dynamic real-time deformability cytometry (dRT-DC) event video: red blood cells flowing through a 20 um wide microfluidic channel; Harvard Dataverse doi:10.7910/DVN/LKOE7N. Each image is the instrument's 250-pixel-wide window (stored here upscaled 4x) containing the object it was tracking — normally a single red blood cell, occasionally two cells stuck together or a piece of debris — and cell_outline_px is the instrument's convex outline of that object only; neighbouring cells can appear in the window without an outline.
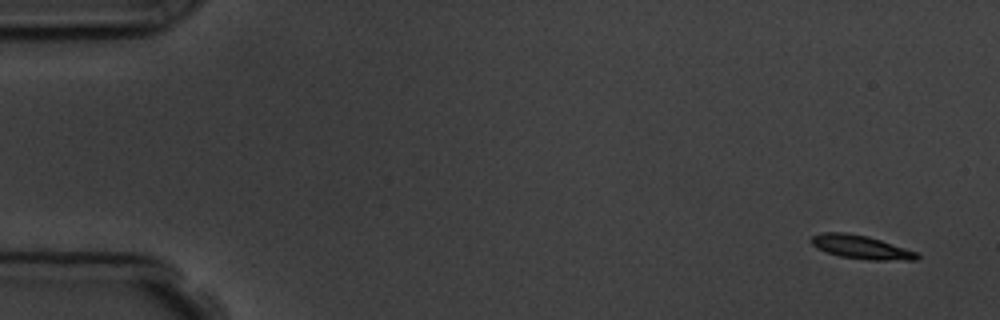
{"species": "common noctule bat (a hibernating species)", "species_latin": "Nyctalus noctula", "temperature_condition": "room temperature", "stored_images_in_passage": 4, "camera_frame_rate_fps": 3000, "um_per_image_px": 0.085, "animal": {"sex": "male", "body_mass_g": 19.5, "forearm_length_mm": 54.6}, "frame": {"image": 1, "passage_image": 1, "time_ms": 0.0, "image_size_px": [1000, 320], "cell_outline_px": [[920, 256], [916, 260], [868, 260], [840, 256], [816, 248], [812, 244], [812, 236], [820, 232], [844, 232], [868, 236], [916, 252]], "centroid_in_image_um": [73.16, 21.0], "position_along_channel_um": 11.8, "area_um2": 14.33}}
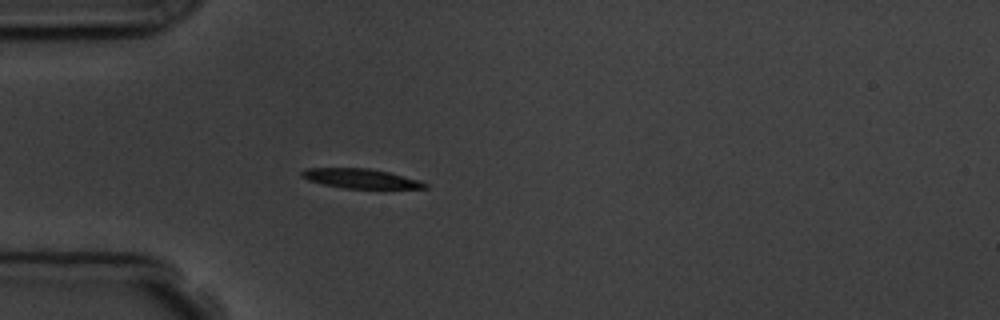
{"frame": {"image": 2, "passage_image": 4, "time_ms": 4.333, "image_size_px": [1000, 320], "cell_outline_px": [[428, 188], [344, 188], [324, 184], [308, 180], [300, 176], [300, 172], [304, 168], [368, 168], [388, 172], [420, 180], [428, 184]], "centroid_in_image_um": [30.63, 15.17], "position_along_channel_um": 54.4, "area_um2": 13.93}}